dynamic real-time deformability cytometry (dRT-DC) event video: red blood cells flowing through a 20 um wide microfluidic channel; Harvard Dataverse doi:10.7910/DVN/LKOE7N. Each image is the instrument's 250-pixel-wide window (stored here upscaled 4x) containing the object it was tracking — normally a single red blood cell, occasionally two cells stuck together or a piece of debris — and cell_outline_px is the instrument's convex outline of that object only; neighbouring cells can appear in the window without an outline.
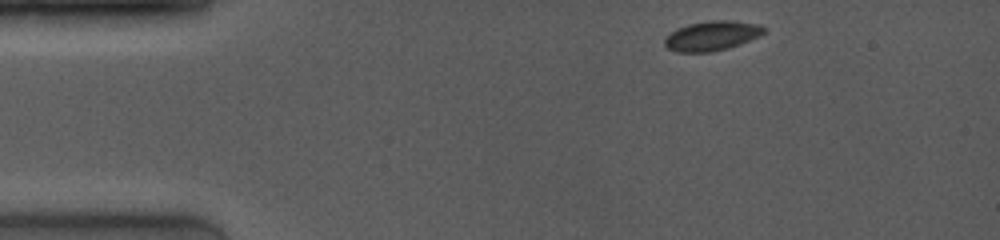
{"species": "common noctule bat (a hibernating species)", "species_latin": "Nyctalus noctula", "temperature_condition": "room temperature", "stored_images_in_passage": 46, "camera_frame_rate_fps": 4000, "um_per_image_px": 0.085, "animal": {"sex": "female", "body_mass_g": 19.0, "forearm_length_mm": 53.3}, "frame": {"image": 1, "passage_image": 1, "time_ms": 0.0, "image_size_px": [1000, 240], "cell_outline_px": [[768, 28], [760, 36], [740, 44], [728, 48], [712, 52], [676, 52], [668, 48], [664, 44], [664, 36], [676, 28], [688, 24], [708, 20], [728, 20], [760, 24]], "centroid_in_image_um": [60.5, 3.03], "position_along_channel_um": 24.5, "area_um2": 17.46}}
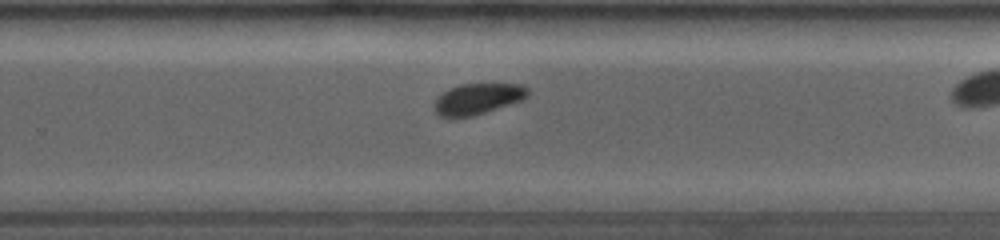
{"frame": {"image": 2, "passage_image": 34, "time_ms": 8.25, "image_size_px": [1000, 240], "cell_outline_px": [[528, 96], [520, 100], [472, 116], [440, 116], [432, 108], [436, 100], [444, 92], [460, 84], [524, 84], [528, 88]], "centroid_in_image_um": [40.61, 8.38], "position_along_channel_um": 289.2, "area_um2": 16.36}}
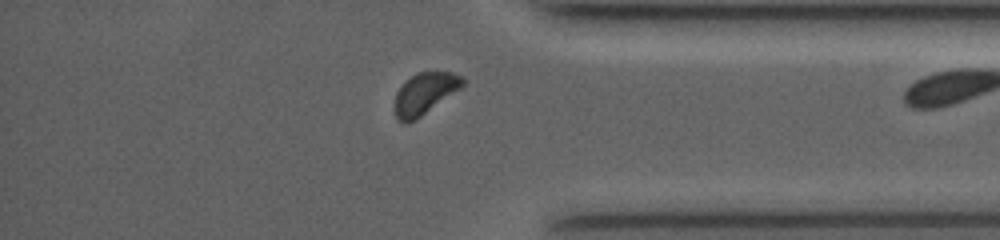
{"frame": {"image": 3, "passage_image": 45, "time_ms": 11.0, "image_size_px": [1000, 240], "cell_outline_px": [[464, 84], [460, 88], [416, 120], [408, 124], [404, 124], [396, 120], [396, 92], [416, 72], [452, 72], [464, 76]], "centroid_in_image_um": [36.11, 7.97], "position_along_channel_um": 399.1, "area_um2": 16.24}}